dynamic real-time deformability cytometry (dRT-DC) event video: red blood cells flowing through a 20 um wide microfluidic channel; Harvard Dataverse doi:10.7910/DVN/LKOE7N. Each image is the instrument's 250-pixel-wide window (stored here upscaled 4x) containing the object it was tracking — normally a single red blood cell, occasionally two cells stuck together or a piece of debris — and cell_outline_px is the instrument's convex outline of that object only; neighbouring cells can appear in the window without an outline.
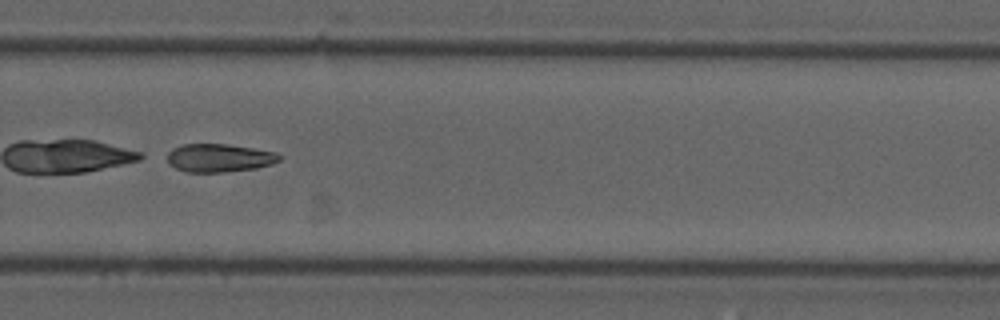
{"species": "common noctule bat (a hibernating species)", "species_latin": "Nyctalus noctula", "temperature_condition": "cold", "stored_images_in_passage": 53, "camera_frame_rate_fps": 3000, "um_per_image_px": 0.085, "animal": {"sex": "male", "forearm_length_mm": 52.5}, "frame": {"image": 1, "passage_image": 36, "time_ms": 11.667, "image_size_px": [1000, 320], "cell_outline_px": [[280, 160], [272, 164], [256, 168], [224, 172], [188, 172], [176, 168], [168, 160], [168, 152], [172, 148], [184, 144], [224, 144], [252, 148], [276, 152], [280, 156]], "centroid_in_image_um": [18.64, 13.42], "position_along_channel_um": 311.2, "area_um2": 18.21}}